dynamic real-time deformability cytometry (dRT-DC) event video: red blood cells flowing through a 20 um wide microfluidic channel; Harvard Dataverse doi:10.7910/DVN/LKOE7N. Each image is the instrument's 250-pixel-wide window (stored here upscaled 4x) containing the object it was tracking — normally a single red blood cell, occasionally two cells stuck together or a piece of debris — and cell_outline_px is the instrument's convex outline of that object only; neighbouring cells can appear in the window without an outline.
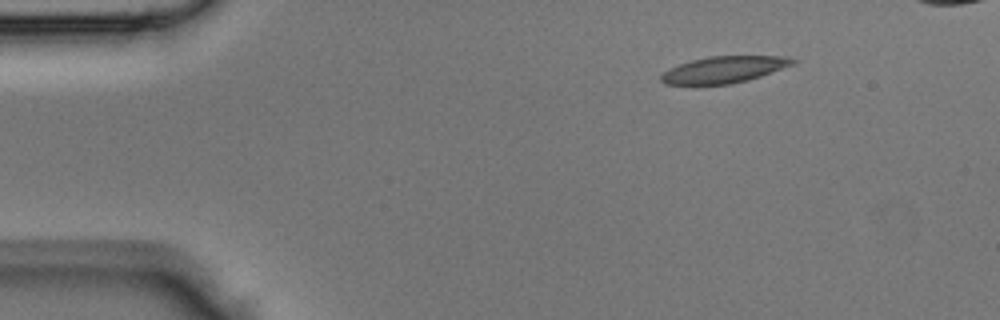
{"species": "Egyptian fruit bat (a non-hibernating species)", "species_latin": "Rousettus aegyptiacus", "temperature_condition": "room temperature", "stored_images_in_passage": 36, "camera_frame_rate_fps": 3000, "um_per_image_px": 0.085, "animal": {"sex": "male"}, "frame": {"image": 1, "passage_image": 1, "time_ms": 0.0, "image_size_px": [1000, 320], "cell_outline_px": [[800, 60], [796, 64], [748, 80], [732, 84], [664, 84], [660, 80], [660, 76], [664, 72], [680, 64], [692, 60], [708, 56], [788, 56]], "centroid_in_image_um": [61.62, 5.9], "position_along_channel_um": 23.4, "area_um2": 20.4}}
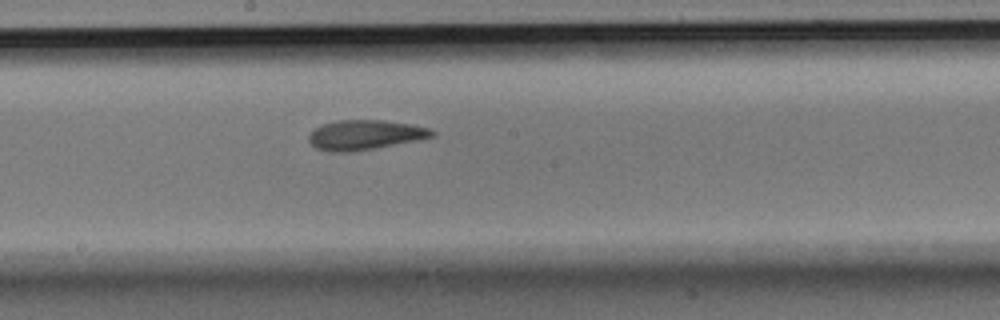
{"frame": {"image": 2, "passage_image": 18, "time_ms": 5.667, "image_size_px": [1000, 320], "cell_outline_px": [[436, 136], [376, 148], [352, 152], [328, 152], [316, 148], [308, 140], [308, 136], [316, 128], [324, 124], [336, 120], [384, 120], [412, 124], [428, 128], [436, 132]], "centroid_in_image_um": [31.03, 11.47], "position_along_channel_um": 217.2, "area_um2": 21.39}}
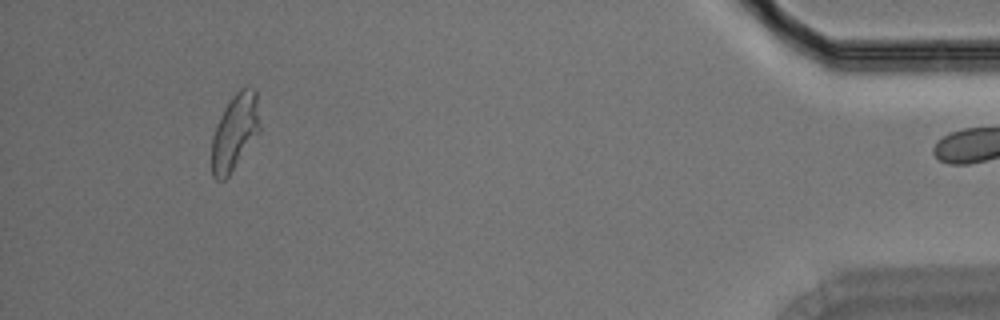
{"frame": {"image": 3, "passage_image": 35, "time_ms": 11.333, "image_size_px": [1000, 320], "cell_outline_px": [[260, 132], [228, 176], [224, 180], [216, 180], [212, 176], [212, 136], [216, 124], [224, 108], [232, 96], [240, 88], [256, 88], [260, 128]], "centroid_in_image_um": [19.96, 11.22], "position_along_channel_um": 415.2, "area_um2": 21.33}}